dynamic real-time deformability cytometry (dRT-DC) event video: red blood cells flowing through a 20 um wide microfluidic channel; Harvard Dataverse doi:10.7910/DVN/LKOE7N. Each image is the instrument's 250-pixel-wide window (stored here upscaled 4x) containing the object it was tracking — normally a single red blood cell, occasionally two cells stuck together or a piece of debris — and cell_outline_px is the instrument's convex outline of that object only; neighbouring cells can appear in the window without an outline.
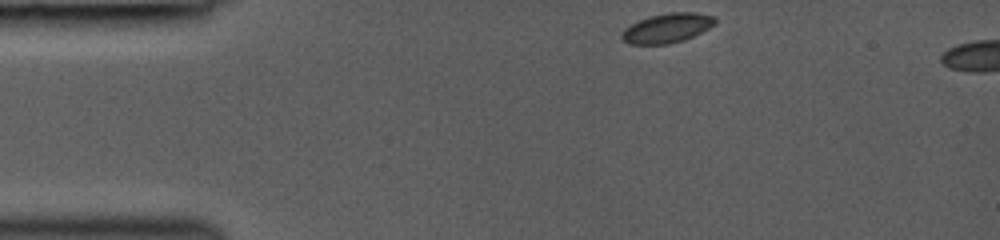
{"species": "common noctule bat (a hibernating species)", "species_latin": "Nyctalus noctula", "temperature_condition": "room temperature", "stored_images_in_passage": 3, "camera_frame_rate_fps": 3000, "um_per_image_px": 0.085, "animal": {"sex": "female", "body_mass_g": 19.0, "forearm_length_mm": 53.3}, "frame": {"image": 1, "passage_image": 1, "time_ms": 0.0, "image_size_px": [1000, 240], "cell_outline_px": [[716, 24], [684, 40], [668, 44], [628, 44], [620, 36], [624, 28], [648, 16], [668, 12], [696, 12], [716, 16]], "centroid_in_image_um": [56.71, 2.37], "position_along_channel_um": 28.3, "area_um2": 16.07}}